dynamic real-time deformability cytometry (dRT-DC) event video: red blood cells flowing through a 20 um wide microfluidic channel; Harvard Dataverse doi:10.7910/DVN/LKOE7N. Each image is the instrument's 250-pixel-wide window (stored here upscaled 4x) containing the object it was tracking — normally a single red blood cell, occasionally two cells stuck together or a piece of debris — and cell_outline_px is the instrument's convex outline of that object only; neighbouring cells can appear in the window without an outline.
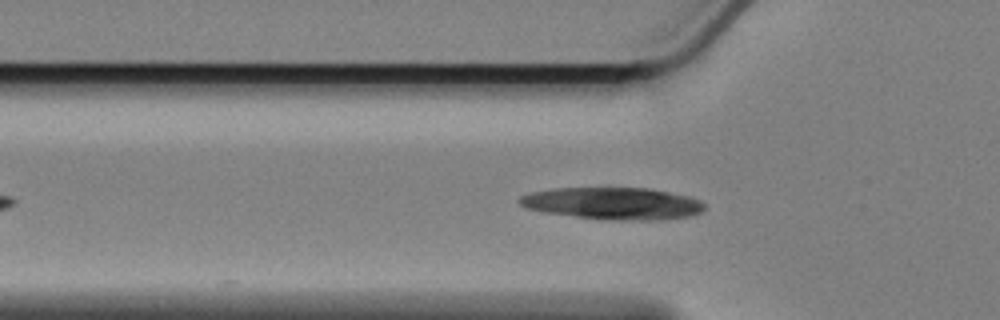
{"species": "Egyptian fruit bat (a non-hibernating species)", "species_latin": "Rousettus aegyptiacus", "temperature_condition": "cold", "stored_images_in_passage": 37, "camera_frame_rate_fps": 3000, "um_per_image_px": 0.085, "animal": {"sex": "female"}, "frame": {"image": 1, "passage_image": 3, "time_ms": 0.667, "image_size_px": [1000, 320], "cell_outline_px": [[704, 208], [700, 212], [692, 216], [664, 220], [604, 220], [544, 212], [528, 208], [520, 204], [516, 200], [520, 196], [532, 192], [552, 188], [648, 188], [688, 196], [700, 200], [704, 204]], "centroid_in_image_um": [52.1, 17.3], "position_along_channel_um": 73.7, "area_um2": 34.68}}
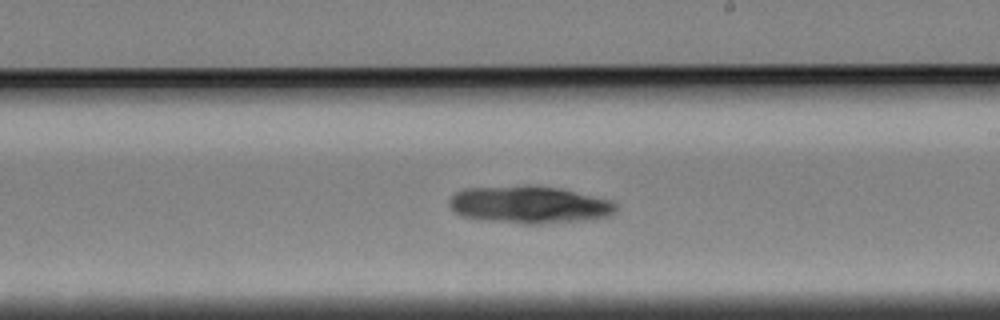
{"frame": {"image": 2, "passage_image": 18, "time_ms": 5.667, "image_size_px": [1000, 320], "cell_outline_px": [[616, 212], [612, 216], [588, 220], [544, 224], [520, 224], [464, 216], [456, 212], [448, 204], [448, 200], [456, 192], [464, 188], [560, 188], [608, 200], [616, 204]], "centroid_in_image_um": [45.05, 17.45], "position_along_channel_um": 243.9, "area_um2": 35.14}}
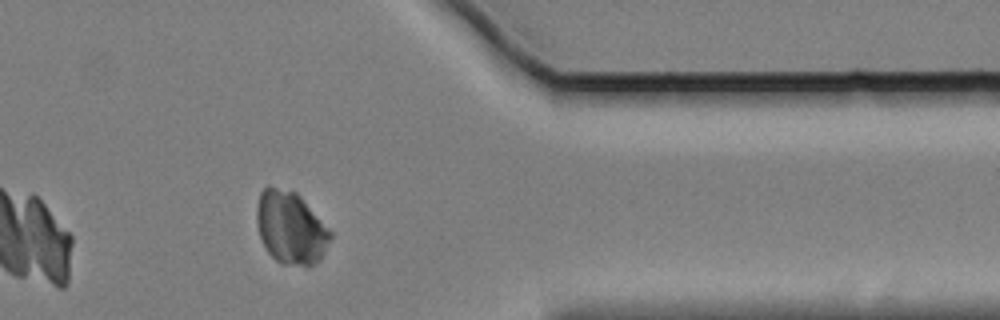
{"frame": {"image": 3, "passage_image": 32, "time_ms": 10.333, "image_size_px": [1000, 320], "cell_outline_px": [[332, 236], [320, 260], [316, 264], [308, 268], [280, 264], [268, 252], [260, 236], [256, 220], [256, 208], [260, 192], [268, 184], [296, 192], [300, 196], [332, 232]], "centroid_in_image_um": [24.71, 19.38], "position_along_channel_um": 386.7, "area_um2": 31.56}}